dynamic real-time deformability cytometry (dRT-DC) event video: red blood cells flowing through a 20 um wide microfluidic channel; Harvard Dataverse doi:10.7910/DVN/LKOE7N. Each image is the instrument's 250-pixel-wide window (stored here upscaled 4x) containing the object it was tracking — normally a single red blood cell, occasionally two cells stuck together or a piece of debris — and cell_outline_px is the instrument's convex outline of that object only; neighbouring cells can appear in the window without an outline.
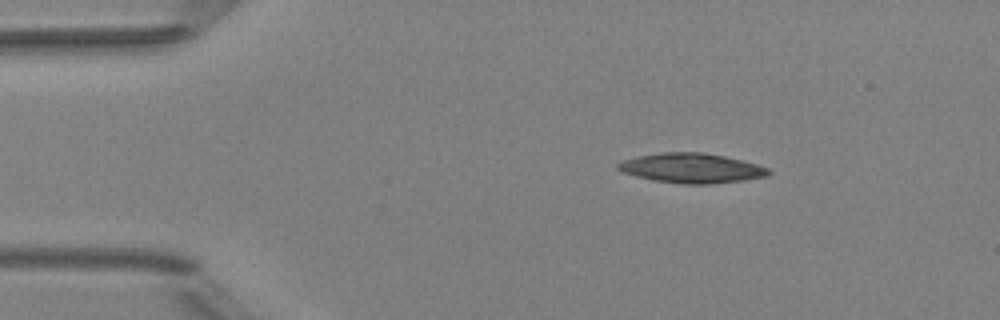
{"species": "Egyptian fruit bat (a non-hibernating species)", "species_latin": "Rousettus aegyptiacus", "temperature_condition": "room temperature", "stored_images_in_passage": 3, "camera_frame_rate_fps": 3000, "um_per_image_px": 0.085, "animal": {"sex": "female"}, "frame": {"image": 1, "passage_image": 1, "time_ms": 0.0, "image_size_px": [1000, 320], "cell_outline_px": [[772, 172], [768, 176], [744, 180], [708, 184], [684, 184], [652, 180], [636, 176], [624, 172], [616, 168], [616, 164], [620, 160], [636, 156], [660, 152], [700, 152], [724, 156], [756, 164], [768, 168]], "centroid_in_image_um": [58.74, 14.29], "position_along_channel_um": 26.3, "area_um2": 26.13}}